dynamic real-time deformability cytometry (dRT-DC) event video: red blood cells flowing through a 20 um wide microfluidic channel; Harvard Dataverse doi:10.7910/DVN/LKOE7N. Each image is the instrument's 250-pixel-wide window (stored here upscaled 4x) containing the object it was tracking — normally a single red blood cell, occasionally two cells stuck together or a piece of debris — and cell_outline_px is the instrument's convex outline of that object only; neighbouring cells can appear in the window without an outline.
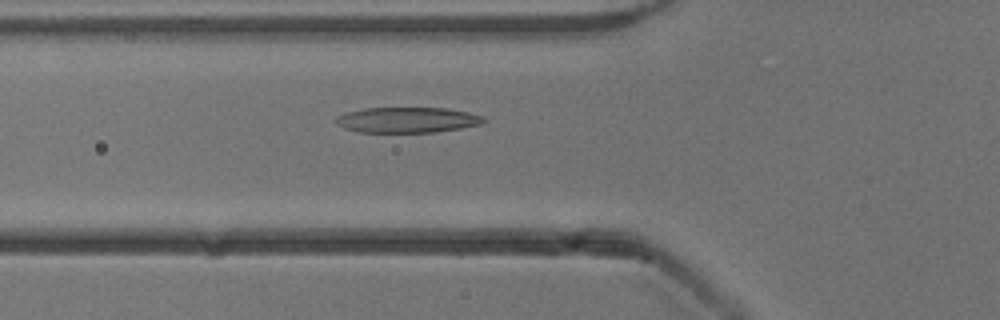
{"species": "common noctule bat (a hibernating species)", "species_latin": "Nyctalus noctula", "temperature_condition": "cold", "stored_images_in_passage": 42, "camera_frame_rate_fps": 3000, "um_per_image_px": 0.085, "animal": {"sex": "male", "body_mass_g": 13.3}, "frame": {"image": 1, "passage_image": 13, "time_ms": 4.0, "image_size_px": [1000, 320], "cell_outline_px": [[488, 120], [480, 124], [460, 128], [432, 132], [356, 132], [344, 128], [336, 124], [332, 120], [336, 116], [348, 112], [364, 108], [448, 108], [468, 112], [484, 116]], "centroid_in_image_um": [34.59, 10.19], "position_along_channel_um": 91.2, "area_um2": 22.08}}
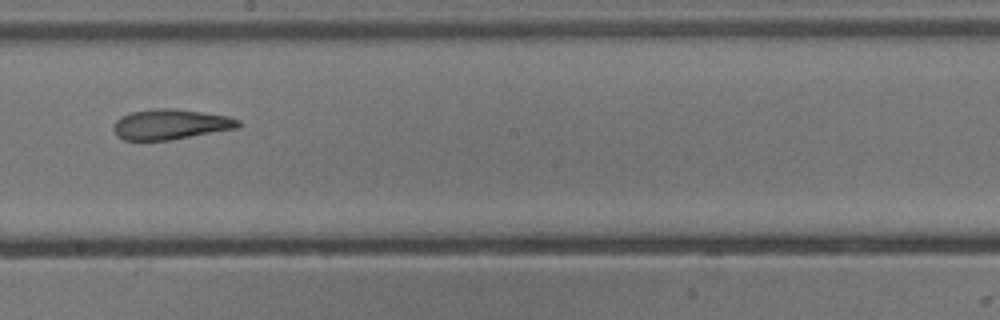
{"frame": {"image": 2, "passage_image": 24, "time_ms": 7.667, "image_size_px": [1000, 320], "cell_outline_px": [[240, 128], [168, 140], [124, 140], [116, 136], [112, 128], [116, 120], [120, 116], [132, 112], [160, 108], [176, 108], [204, 112], [228, 116], [240, 120]], "centroid_in_image_um": [14.5, 10.56], "position_along_channel_um": 233.7, "area_um2": 22.14}}
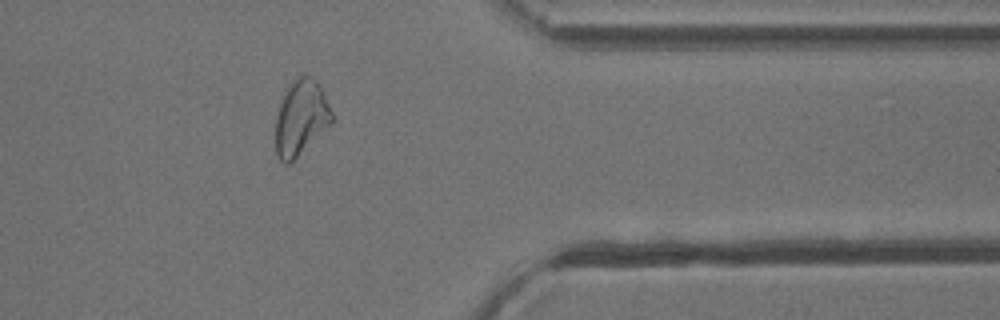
{"frame": {"image": 3, "passage_image": 37, "time_ms": 12.0, "image_size_px": [1000, 320], "cell_outline_px": [[332, 124], [288, 164], [284, 164], [280, 160], [276, 152], [276, 116], [280, 104], [288, 88], [300, 76], [312, 76], [316, 80], [324, 92], [332, 112]], "centroid_in_image_um": [25.6, 10.02], "position_along_channel_um": 385.8, "area_um2": 24.16}}